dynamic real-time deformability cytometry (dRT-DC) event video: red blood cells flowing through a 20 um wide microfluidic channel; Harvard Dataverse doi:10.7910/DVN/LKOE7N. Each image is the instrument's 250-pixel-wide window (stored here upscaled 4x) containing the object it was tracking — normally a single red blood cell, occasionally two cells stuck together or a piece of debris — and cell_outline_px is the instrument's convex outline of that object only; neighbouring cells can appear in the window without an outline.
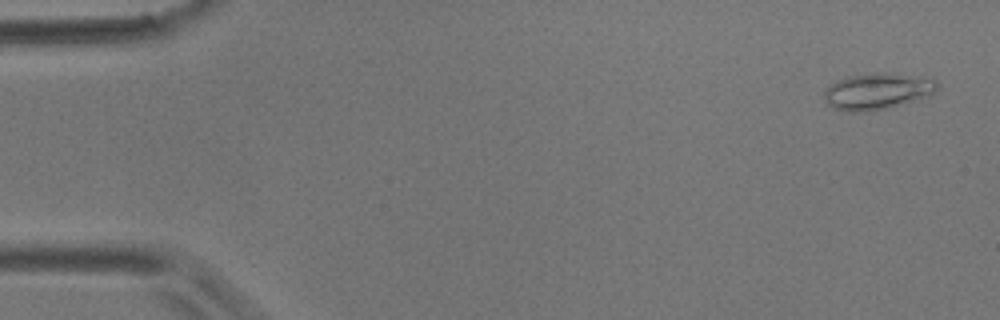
{"species": "common noctule bat (a hibernating species)", "species_latin": "Nyctalus noctula", "temperature_condition": "room temperature", "stored_images_in_passage": 55, "camera_frame_rate_fps": 3000, "um_per_image_px": 0.085, "animal": {"sex": "male", "body_mass_g": 17.9}, "frame": {"image": 1, "passage_image": 2, "time_ms": 0.333, "image_size_px": [1000, 320], "cell_outline_px": [[936, 88], [928, 96], [888, 108], [860, 112], [848, 112], [836, 108], [828, 104], [824, 96], [824, 92], [832, 84], [848, 76], [872, 72], [888, 72], [932, 76], [936, 80]], "centroid_in_image_um": [74.63, 7.72], "position_along_channel_um": 10.4, "area_um2": 24.04}}
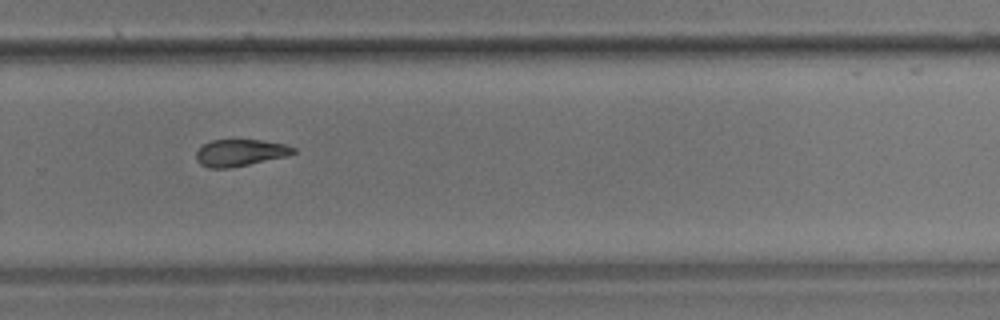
{"frame": {"image": 2, "passage_image": 37, "time_ms": 12.0, "image_size_px": [1000, 320], "cell_outline_px": [[296, 152], [284, 156], [248, 164], [228, 168], [208, 168], [200, 164], [196, 160], [196, 152], [204, 144], [212, 140], [260, 140], [284, 144], [296, 148]], "centroid_in_image_um": [20.37, 12.98], "position_along_channel_um": 309.4, "area_um2": 14.91}}
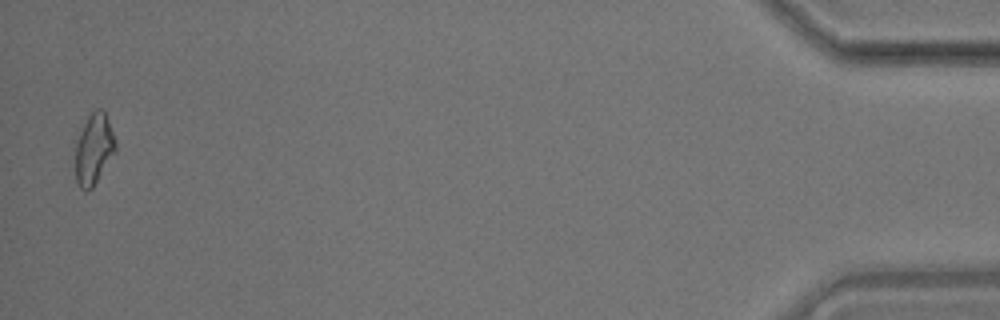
{"frame": {"image": 3, "passage_image": 54, "time_ms": 17.667, "image_size_px": [1000, 320], "cell_outline_px": [[116, 152], [92, 188], [84, 192], [80, 188], [76, 180], [72, 140], [88, 116], [96, 108], [104, 108], [116, 140]], "centroid_in_image_um": [7.92, 12.64], "position_along_channel_um": 427.3, "area_um2": 17.63}}